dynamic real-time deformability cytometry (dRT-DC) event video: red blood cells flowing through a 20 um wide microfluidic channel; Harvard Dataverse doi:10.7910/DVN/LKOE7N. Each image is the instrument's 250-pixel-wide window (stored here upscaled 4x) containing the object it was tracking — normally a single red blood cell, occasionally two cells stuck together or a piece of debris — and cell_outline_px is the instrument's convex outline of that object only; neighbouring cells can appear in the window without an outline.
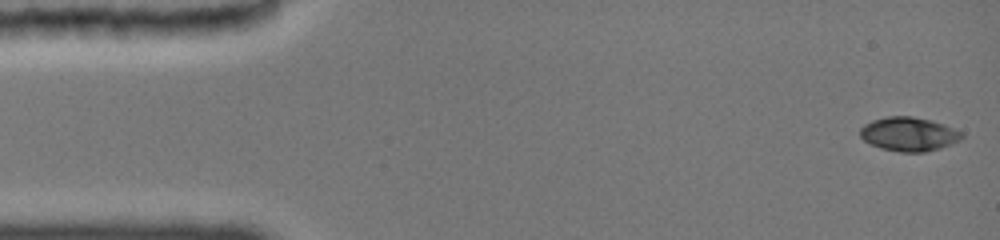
{"species": "common noctule bat (a hibernating species)", "species_latin": "Nyctalus noctula", "temperature_condition": "cold", "stored_images_in_passage": 18, "camera_frame_rate_fps": 3000, "um_per_image_px": 0.085, "animal": {"sex": "female", "body_mass_g": 19.0, "forearm_length_mm": 51.5}, "frame": {"image": 1, "passage_image": 1, "time_ms": 0.0, "image_size_px": [1000, 240], "cell_outline_px": [[964, 136], [940, 148], [924, 152], [900, 152], [884, 148], [872, 144], [864, 140], [860, 136], [860, 128], [864, 124], [872, 120], [888, 116], [912, 116], [944, 124], [960, 132]], "centroid_in_image_um": [77.2, 11.39], "position_along_channel_um": 7.8, "area_um2": 19.65}}
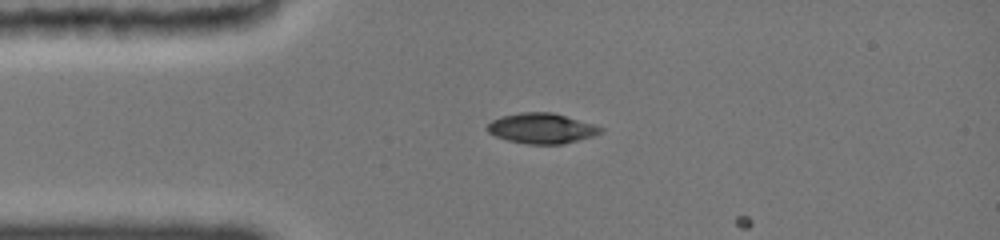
{"frame": {"image": 2, "passage_image": 16, "time_ms": 3.333, "image_size_px": [1000, 240], "cell_outline_px": [[604, 128], [600, 132], [592, 136], [560, 144], [528, 144], [508, 140], [496, 136], [488, 132], [488, 124], [492, 120], [504, 116], [524, 112], [548, 112], [564, 116]], "centroid_in_image_um": [46.0, 10.92], "position_along_channel_um": 39.0, "area_um2": 19.31}}